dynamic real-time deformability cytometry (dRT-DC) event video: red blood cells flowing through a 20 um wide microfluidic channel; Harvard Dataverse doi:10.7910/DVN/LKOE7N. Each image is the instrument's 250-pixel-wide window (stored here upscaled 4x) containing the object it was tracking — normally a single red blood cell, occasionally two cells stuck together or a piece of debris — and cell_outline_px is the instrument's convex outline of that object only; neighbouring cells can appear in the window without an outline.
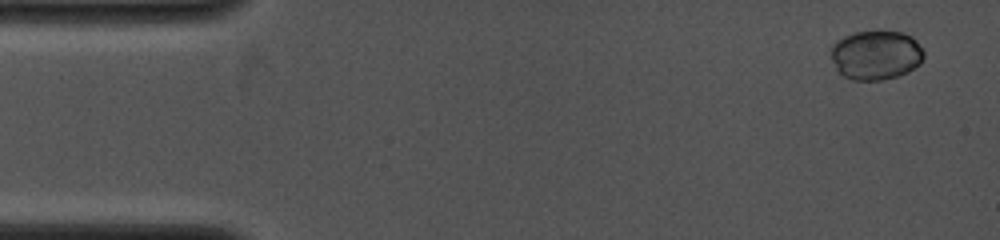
{"species": "common noctule bat (a hibernating species)", "species_latin": "Nyctalus noctula", "temperature_condition": "cold", "stored_images_in_passage": 23, "camera_frame_rate_fps": 4000, "um_per_image_px": 0.085, "animal": {"sex": "female", "body_mass_g": 19.0, "forearm_length_mm": 53.3}, "frame": {"image": 1, "passage_image": 1, "time_ms": 0.0, "image_size_px": [1000, 240], "cell_outline_px": [[924, 56], [920, 64], [908, 72], [896, 76], [880, 80], [852, 80], [844, 76], [836, 68], [832, 60], [832, 44], [836, 40], [844, 36], [856, 32], [900, 32], [912, 36], [916, 40], [924, 52]], "centroid_in_image_um": [74.46, 4.68], "position_along_channel_um": 10.5, "area_um2": 26.53}}
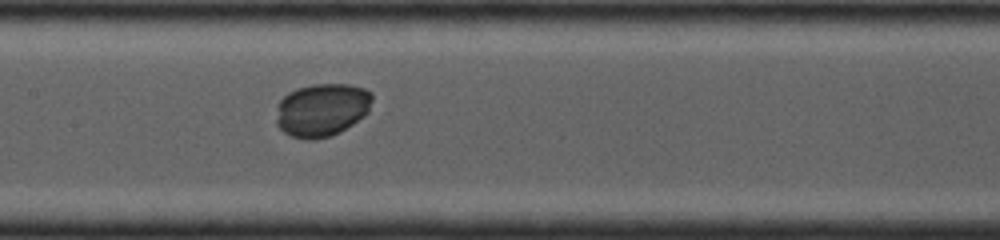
{"frame": {"image": 2, "passage_image": 11, "time_ms": 6.5, "image_size_px": [1000, 240], "cell_outline_px": [[372, 100], [368, 112], [364, 116], [340, 132], [332, 136], [316, 140], [308, 140], [292, 136], [284, 132], [276, 124], [276, 120], [280, 100], [288, 92], [296, 88], [312, 84], [348, 84], [364, 88], [372, 92]], "centroid_in_image_um": [27.37, 9.34], "position_along_channel_um": 180.0, "area_um2": 29.88}}
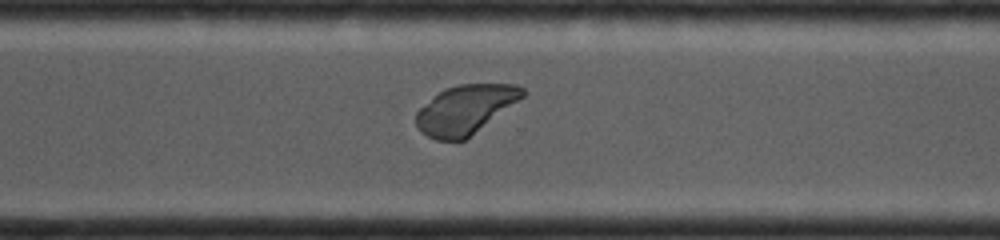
{"frame": {"image": 3, "passage_image": 19, "time_ms": 10.0, "image_size_px": [1000, 240], "cell_outline_px": [[528, 92], [524, 96], [464, 140], [436, 140], [420, 132], [416, 124], [416, 112], [420, 108], [444, 88], [460, 84], [516, 84], [524, 88]], "centroid_in_image_um": [39.55, 9.29], "position_along_channel_um": 331.1, "area_um2": 29.94}}